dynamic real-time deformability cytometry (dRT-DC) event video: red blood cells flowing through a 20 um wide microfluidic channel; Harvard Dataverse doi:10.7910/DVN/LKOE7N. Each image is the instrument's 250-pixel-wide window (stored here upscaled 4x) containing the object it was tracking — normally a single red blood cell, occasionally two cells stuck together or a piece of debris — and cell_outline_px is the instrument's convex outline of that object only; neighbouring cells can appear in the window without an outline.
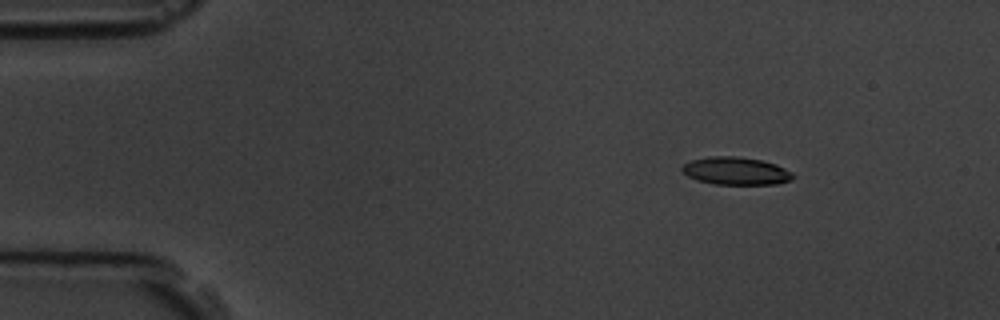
{"species": "common noctule bat (a hibernating species)", "species_latin": "Nyctalus noctula", "temperature_condition": "room temperature", "stored_images_in_passage": 6, "camera_frame_rate_fps": 3000, "um_per_image_px": 0.085, "animal": {"sex": "male", "body_mass_g": 19.5, "forearm_length_mm": 54.6}, "frame": {"image": 1, "passage_image": 2, "time_ms": 1.333, "image_size_px": [1000, 320], "cell_outline_px": [[796, 176], [788, 180], [776, 184], [716, 184], [696, 180], [688, 176], [680, 168], [684, 164], [692, 160], [708, 156], [736, 156], [760, 160], [776, 164], [792, 172]], "centroid_in_image_um": [62.54, 14.53], "position_along_channel_um": 22.5, "area_um2": 17.8}}
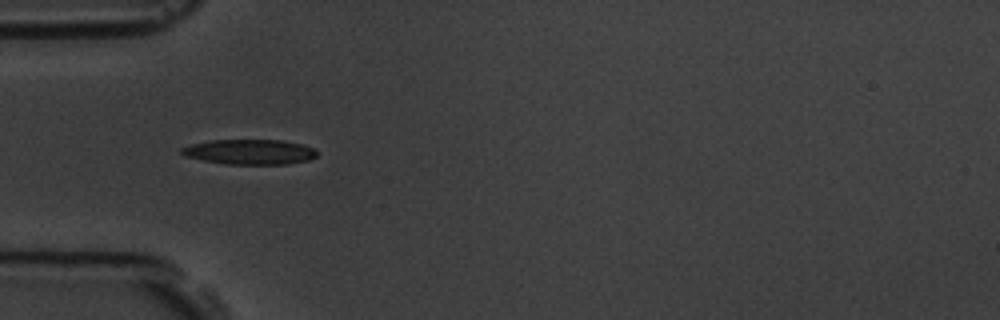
{"frame": {"image": 2, "passage_image": 5, "time_ms": 4.667, "image_size_px": [1000, 320], "cell_outline_px": [[316, 156], [308, 160], [288, 164], [224, 164], [184, 156], [180, 152], [180, 148], [192, 144], [212, 140], [280, 140], [304, 144], [316, 148]], "centroid_in_image_um": [21.24, 12.91], "position_along_channel_um": 63.8, "area_um2": 19.83}}
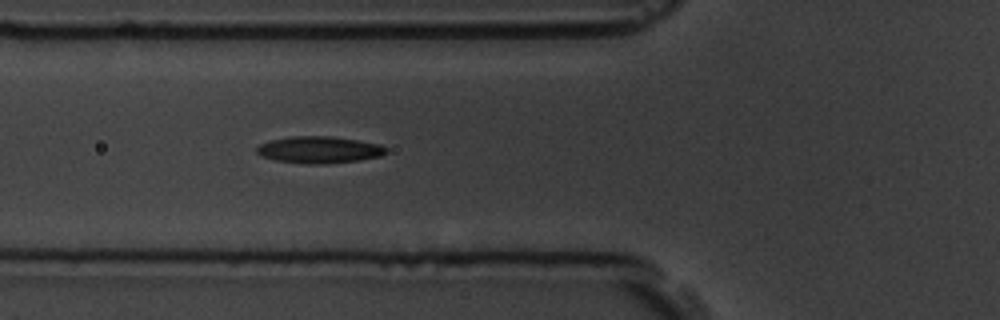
{"frame": {"image": 3, "passage_image": 6, "time_ms": 5.667, "image_size_px": [1000, 320], "cell_outline_px": [[388, 152], [380, 156], [360, 160], [324, 164], [304, 164], [276, 160], [260, 156], [256, 152], [256, 148], [260, 144], [272, 140], [292, 136], [332, 136], [380, 144], [388, 148]], "centroid_in_image_um": [27.14, 12.73], "position_along_channel_um": 98.7, "area_um2": 20.29}}